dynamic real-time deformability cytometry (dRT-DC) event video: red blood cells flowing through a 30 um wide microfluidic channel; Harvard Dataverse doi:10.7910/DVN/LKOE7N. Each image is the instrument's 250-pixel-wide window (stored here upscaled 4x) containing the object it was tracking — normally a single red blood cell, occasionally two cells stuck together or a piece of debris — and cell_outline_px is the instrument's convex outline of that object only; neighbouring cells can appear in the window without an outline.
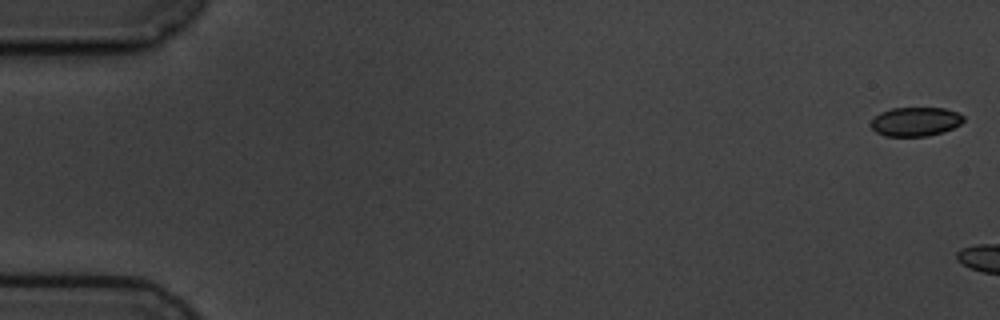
{"species": "common noctule bat (a hibernating species)", "species_latin": "Nyctalus noctula", "temperature_condition": "cold", "stored_images_in_passage": 3, "camera_frame_rate_fps": 3000, "um_per_image_px": 0.085, "animal": {"sex": "male", "body_mass_g": 19.5, "forearm_length_mm": 54.6}, "frame": {"image": 1, "passage_image": 1, "time_ms": 0.0, "image_size_px": [1000, 320], "cell_outline_px": [[964, 120], [960, 124], [952, 128], [928, 136], [884, 136], [876, 132], [868, 124], [880, 112], [892, 108], [944, 108], [956, 112], [964, 116]], "centroid_in_image_um": [77.78, 10.34], "position_along_channel_um": 7.2, "area_um2": 15.61}}